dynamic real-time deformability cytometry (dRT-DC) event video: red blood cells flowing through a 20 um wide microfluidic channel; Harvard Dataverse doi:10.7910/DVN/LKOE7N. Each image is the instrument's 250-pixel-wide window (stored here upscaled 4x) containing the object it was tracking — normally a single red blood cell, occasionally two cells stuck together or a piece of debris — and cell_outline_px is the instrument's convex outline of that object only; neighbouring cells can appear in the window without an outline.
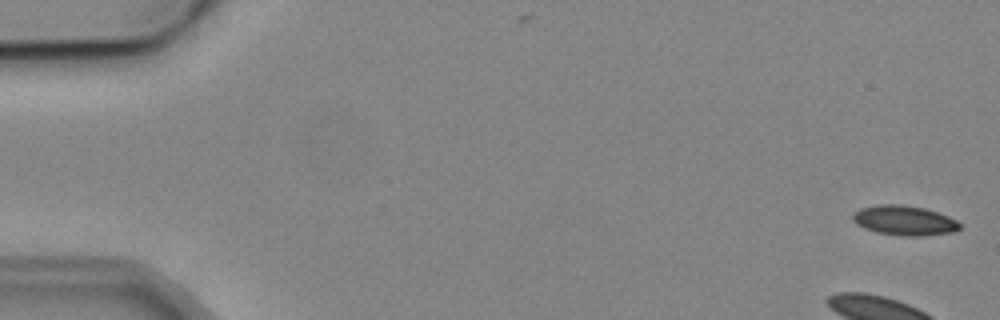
{"species": "common noctule bat (a hibernating species)", "species_latin": "Nyctalus noctula", "temperature_condition": "cold", "stored_images_in_passage": 8, "camera_frame_rate_fps": 3000, "um_per_image_px": 0.085, "animal": {"sex": "male", "body_mass_g": 19.2, "forearm_length_mm": 51.8}, "frame": {"image": 1, "passage_image": 1, "time_ms": 0.0, "image_size_px": [1000, 320], "cell_outline_px": [[960, 228], [952, 232], [920, 236], [904, 236], [876, 232], [864, 228], [856, 224], [852, 220], [852, 216], [860, 208], [876, 204], [900, 204], [924, 208], [948, 216], [956, 220], [960, 224]], "centroid_in_image_um": [76.84, 18.73], "position_along_channel_um": 8.2, "area_um2": 18.5}}